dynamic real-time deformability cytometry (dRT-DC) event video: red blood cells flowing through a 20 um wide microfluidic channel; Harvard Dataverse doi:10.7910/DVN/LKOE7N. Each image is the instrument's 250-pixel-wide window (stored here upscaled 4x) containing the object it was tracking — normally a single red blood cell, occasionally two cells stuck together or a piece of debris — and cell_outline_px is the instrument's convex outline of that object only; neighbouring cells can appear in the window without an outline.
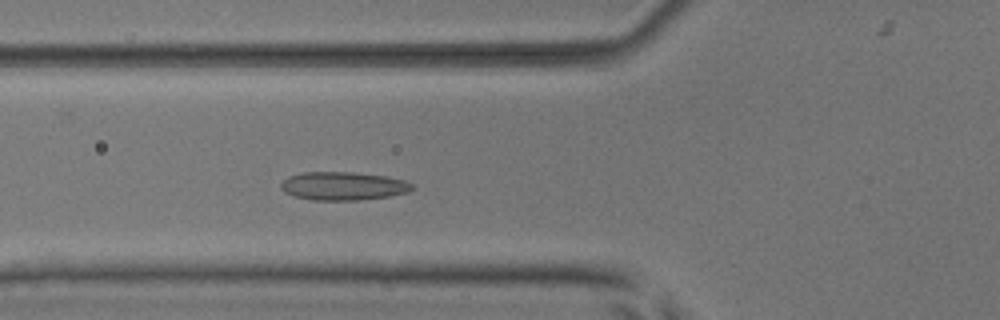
{"species": "common noctule bat (a hibernating species)", "species_latin": "Nyctalus noctula", "temperature_condition": "room temperature", "stored_images_in_passage": 51, "camera_frame_rate_fps": 3000, "um_per_image_px": 0.085, "animal": {"sex": "male", "body_mass_g": 17.9, "forearm_length_mm": 54.2}, "frame": {"image": 1, "passage_image": 16, "time_ms": 5.0, "image_size_px": [1000, 320], "cell_outline_px": [[416, 188], [408, 192], [388, 196], [360, 200], [312, 200], [292, 196], [284, 192], [280, 188], [280, 184], [288, 176], [304, 172], [352, 172], [388, 176], [404, 180], [412, 184]], "centroid_in_image_um": [29.16, 15.81], "position_along_channel_um": 96.6, "area_um2": 21.85}}
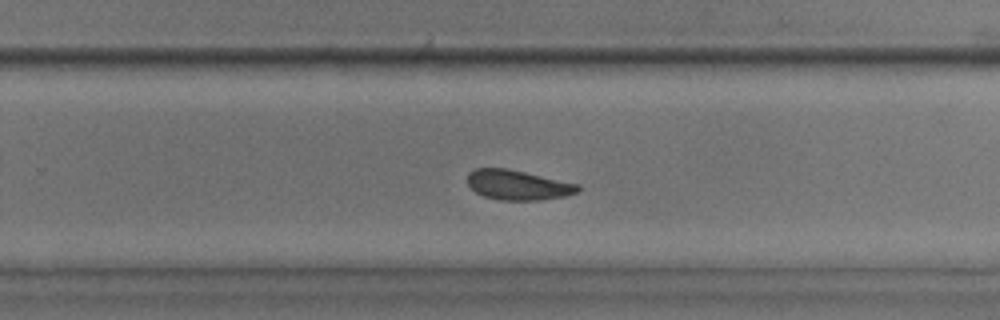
{"frame": {"image": 2, "passage_image": 31, "time_ms": 10.0, "image_size_px": [1000, 320], "cell_outline_px": [[580, 188], [576, 192], [564, 196], [540, 200], [500, 200], [484, 196], [476, 192], [468, 184], [468, 172], [476, 168], [508, 168], [580, 184]], "centroid_in_image_um": [44.02, 15.71], "position_along_channel_um": 285.8, "area_um2": 19.19}}
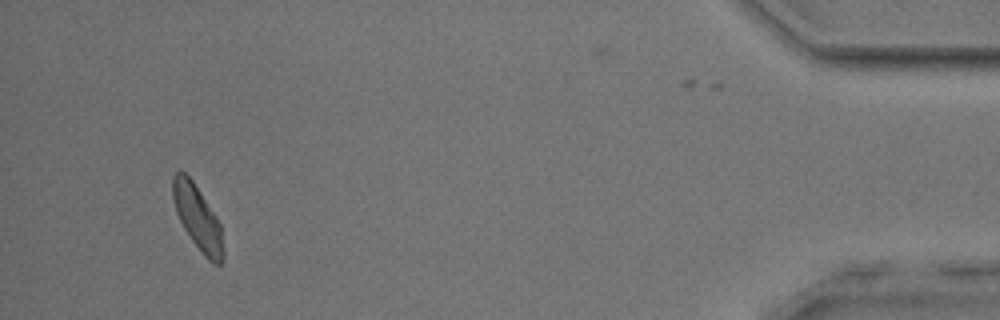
{"frame": {"image": 3, "passage_image": 47, "time_ms": 15.333, "image_size_px": [1000, 320], "cell_outline_px": [[224, 256], [220, 264], [212, 264], [204, 256], [192, 240], [184, 228], [176, 212], [172, 196], [172, 176], [176, 172], [184, 172], [192, 180], [216, 216], [220, 224], [224, 248]], "centroid_in_image_um": [16.8, 18.53], "position_along_channel_um": 418.4, "area_um2": 18.79}, "authors_computed_cell_mechanics": {"area_um2": 19.5942, "velocity_mm_per_s": 3.7883, "shape_relaxation_time_tau1_ms": 6.8405, "shape_relaxation_time_tau2_ms": 3.0741, "deformation_change_tau1": 0.1139, "deformation_change_tau2": 0.0728}}